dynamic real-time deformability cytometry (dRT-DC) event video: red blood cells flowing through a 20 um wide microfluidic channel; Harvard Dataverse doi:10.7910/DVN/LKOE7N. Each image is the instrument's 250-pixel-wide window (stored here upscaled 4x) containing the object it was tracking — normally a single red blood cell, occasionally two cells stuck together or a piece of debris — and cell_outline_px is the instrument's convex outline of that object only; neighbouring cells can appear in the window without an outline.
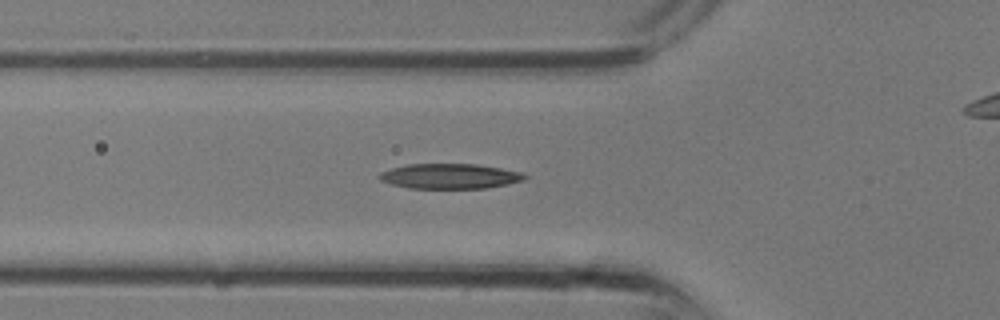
{"species": "common noctule bat (a hibernating species)", "species_latin": "Nyctalus noctula", "temperature_condition": "room temperature", "stored_images_in_passage": 23, "camera_frame_rate_fps": 3000, "um_per_image_px": 0.085, "animal": {"sex": "male", "body_mass_g": 13.3}, "frame": {"image": 1, "passage_image": 11, "time_ms": 3.333, "image_size_px": [1000, 320], "cell_outline_px": [[528, 176], [524, 180], [508, 184], [484, 188], [408, 188], [392, 184], [380, 180], [376, 176], [380, 172], [392, 168], [408, 164], [476, 164], [524, 172]], "centroid_in_image_um": [38.24, 14.97], "position_along_channel_um": 87.6, "area_um2": 21.27}}
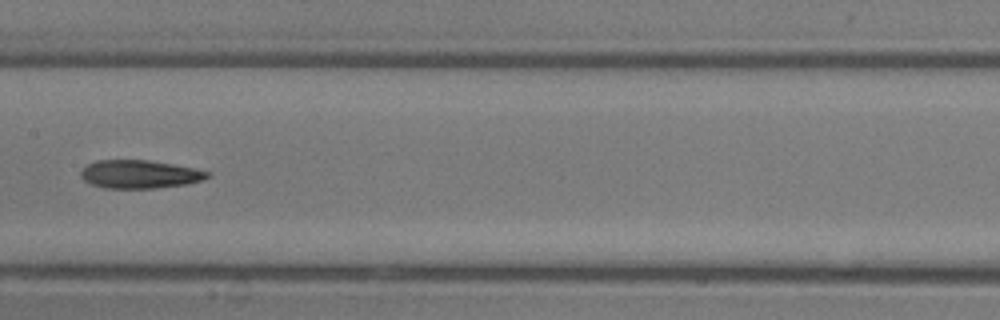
{"frame": {"image": 2, "passage_image": 16, "time_ms": 5.0, "image_size_px": [1000, 320], "cell_outline_px": [[212, 176], [204, 180], [188, 184], [156, 188], [104, 188], [92, 184], [84, 180], [80, 176], [80, 172], [88, 164], [96, 160], [148, 160], [172, 164], [212, 172]], "centroid_in_image_um": [11.91, 14.81], "position_along_channel_um": 195.5, "area_um2": 20.92}}
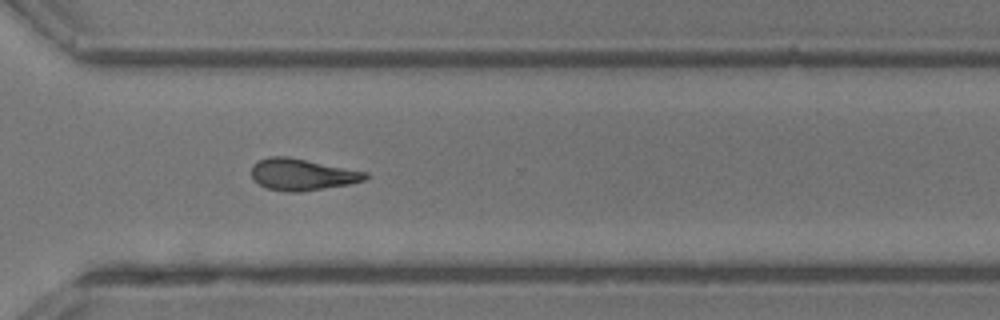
{"frame": {"image": 3, "passage_image": 23, "time_ms": 7.333, "image_size_px": [1000, 320], "cell_outline_px": [[368, 176], [364, 180], [348, 184], [300, 192], [288, 192], [268, 188], [252, 180], [252, 164], [268, 156], [288, 156], [368, 172]], "centroid_in_image_um": [25.66, 14.82], "position_along_channel_um": 344.9, "area_um2": 20.92}}